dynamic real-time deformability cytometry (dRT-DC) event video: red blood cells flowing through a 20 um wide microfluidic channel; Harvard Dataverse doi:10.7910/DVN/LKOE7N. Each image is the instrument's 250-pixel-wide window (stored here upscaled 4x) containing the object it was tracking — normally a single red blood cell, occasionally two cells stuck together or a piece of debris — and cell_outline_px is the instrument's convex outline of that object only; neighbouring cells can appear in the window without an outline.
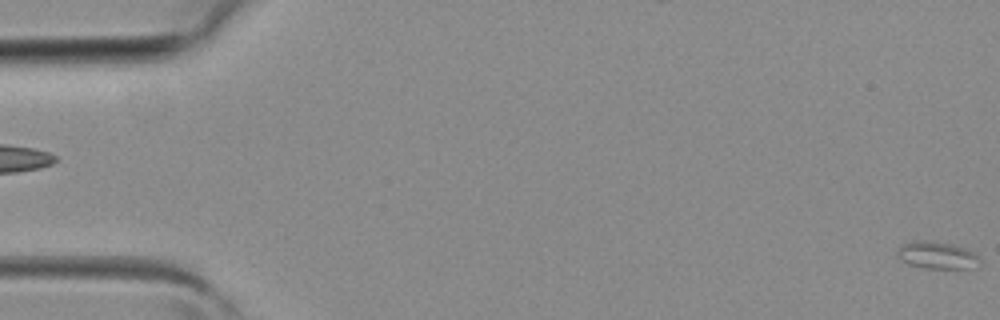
{"species": "common noctule bat (a hibernating species)", "species_latin": "Nyctalus noctula", "temperature_condition": "room temperature", "stored_images_in_passage": 2, "segment_of_instrument_passage": [2, 2], "camera_frame_rate_fps": 3000, "um_per_image_px": 0.085, "animal": {"sex": "female", "body_mass_g": 19.3, "forearm_length_mm": 54.1}, "frame": {"image": 1, "passage_image": 2, "time_ms": 0.333, "image_size_px": [1000, 320], "cell_outline_px": [[980, 260], [976, 268], [924, 268], [908, 264], [900, 260], [896, 252], [904, 244], [916, 240], [932, 240], [952, 244], [976, 252], [980, 256]], "centroid_in_image_um": [79.68, 21.69], "position_along_channel_um": 5.3, "area_um2": 13.24}}